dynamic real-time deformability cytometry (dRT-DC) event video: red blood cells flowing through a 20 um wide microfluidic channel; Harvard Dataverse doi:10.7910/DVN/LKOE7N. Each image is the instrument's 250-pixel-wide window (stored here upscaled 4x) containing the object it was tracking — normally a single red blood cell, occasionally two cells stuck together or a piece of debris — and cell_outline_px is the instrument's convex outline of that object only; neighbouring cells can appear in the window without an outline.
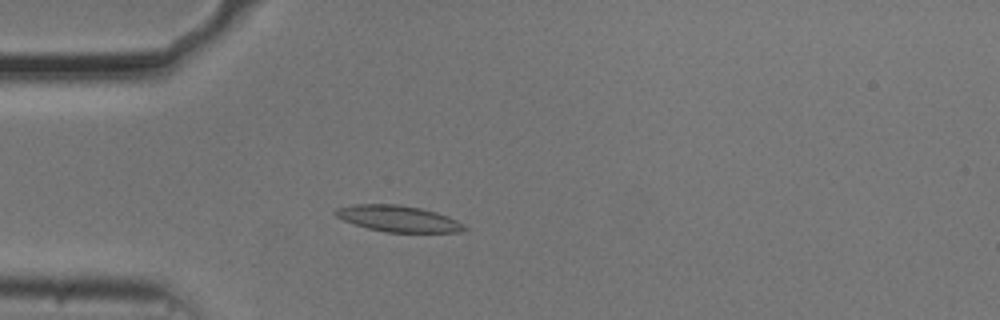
{"species": "common noctule bat (a hibernating species)", "species_latin": "Nyctalus noctula", "temperature_condition": "cold", "stored_images_in_passage": 41, "camera_frame_rate_fps": 3000, "um_per_image_px": 0.085, "animal": {"sex": "male", "body_mass_g": 20.5, "forearm_length_mm": 52.5}, "frame": {"image": 1, "passage_image": 2, "time_ms": 0.333, "image_size_px": [1000, 320], "cell_outline_px": [[468, 228], [460, 232], [384, 232], [368, 228], [344, 220], [336, 216], [332, 212], [336, 208], [356, 204], [400, 204], [420, 208], [436, 212], [448, 216], [464, 224]], "centroid_in_image_um": [33.85, 18.58], "position_along_channel_um": 51.1, "area_um2": 19.65}}
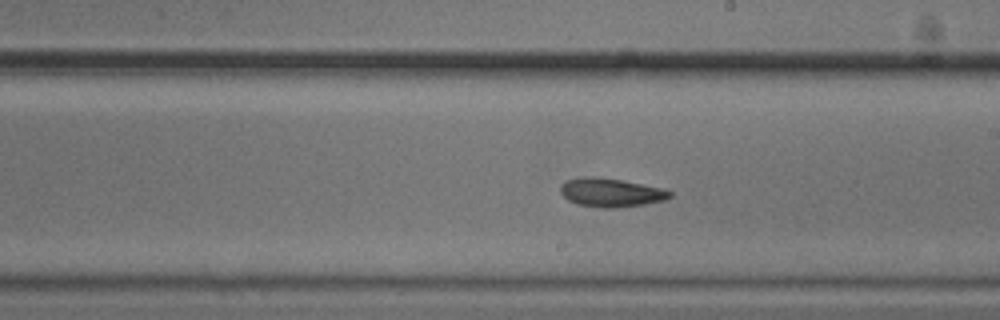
{"frame": {"image": 2, "passage_image": 18, "time_ms": 5.667, "image_size_px": [1000, 320], "cell_outline_px": [[672, 196], [664, 200], [644, 204], [612, 208], [600, 208], [576, 204], [568, 200], [560, 192], [560, 184], [568, 180], [580, 176], [596, 176], [620, 180], [660, 188], [672, 192]], "centroid_in_image_um": [51.86, 16.36], "position_along_channel_um": 237.1, "area_um2": 18.21}}
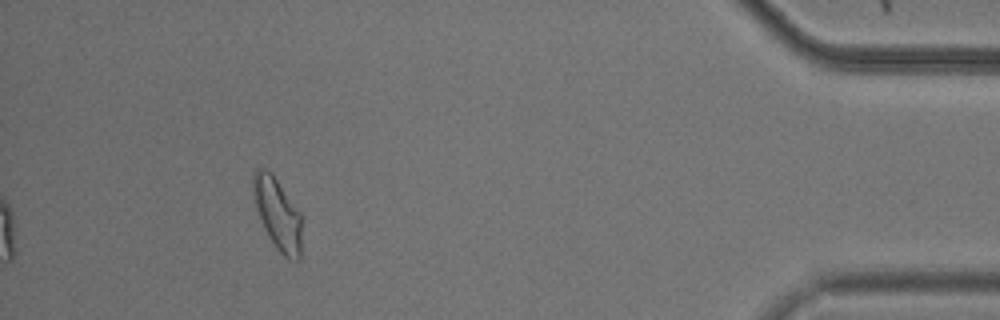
{"frame": {"image": 3, "passage_image": 37, "time_ms": 12.0, "image_size_px": [1000, 320], "cell_outline_px": [[300, 260], [296, 260], [284, 256], [276, 248], [268, 236], [264, 228], [256, 208], [252, 192], [252, 176], [256, 168], [268, 168], [272, 172], [300, 212]], "centroid_in_image_um": [23.55, 18.11], "position_along_channel_um": 411.6, "area_um2": 20.23}, "authors_computed_cell_mechanics": {"area_um2": 18.6694, "velocity_mm_per_s": 3.677, "shape_relaxation_time_tau1_ms": 4.5992, "shape_relaxation_time_tau2_ms": 3.8452, "deformation_change_tau1": 0.1232, "deformation_change_tau2": 0.0992}}